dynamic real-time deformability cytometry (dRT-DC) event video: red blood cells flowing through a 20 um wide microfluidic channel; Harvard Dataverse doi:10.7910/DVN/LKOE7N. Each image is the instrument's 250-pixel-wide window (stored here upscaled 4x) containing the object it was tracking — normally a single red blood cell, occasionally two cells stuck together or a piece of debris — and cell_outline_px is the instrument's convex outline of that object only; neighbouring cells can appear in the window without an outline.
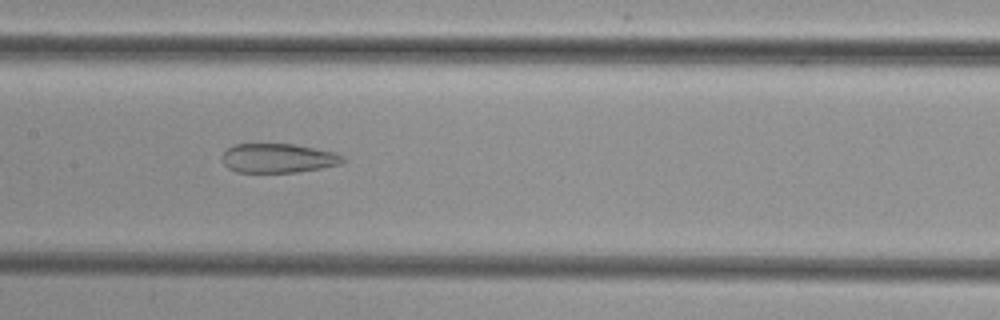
{"species": "common noctule bat (a hibernating species)", "species_latin": "Nyctalus noctula", "temperature_condition": "cold", "stored_images_in_passage": 37, "camera_frame_rate_fps": 3000, "um_per_image_px": 0.085, "animal": {"sex": "female", "body_mass_g": 29.2, "forearm_length_mm": 56.3}, "frame": {"image": 1, "passage_image": 11, "time_ms": 3.333, "image_size_px": [1000, 320], "cell_outline_px": [[348, 160], [344, 164], [296, 172], [236, 172], [228, 168], [224, 164], [220, 156], [228, 148], [236, 144], [292, 144], [336, 152], [344, 156]], "centroid_in_image_um": [23.68, 13.45], "position_along_channel_um": 183.7, "area_um2": 20.75}}
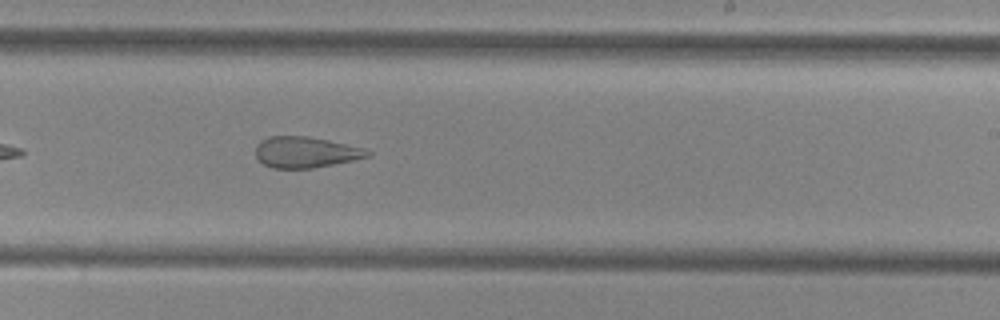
{"frame": {"image": 2, "passage_image": 17, "time_ms": 5.333, "image_size_px": [1000, 320], "cell_outline_px": [[372, 156], [312, 168], [272, 168], [264, 164], [256, 156], [256, 144], [260, 140], [268, 136], [308, 136], [328, 140], [364, 148], [372, 152]], "centroid_in_image_um": [25.97, 12.93], "position_along_channel_um": 263.0, "area_um2": 20.17}}
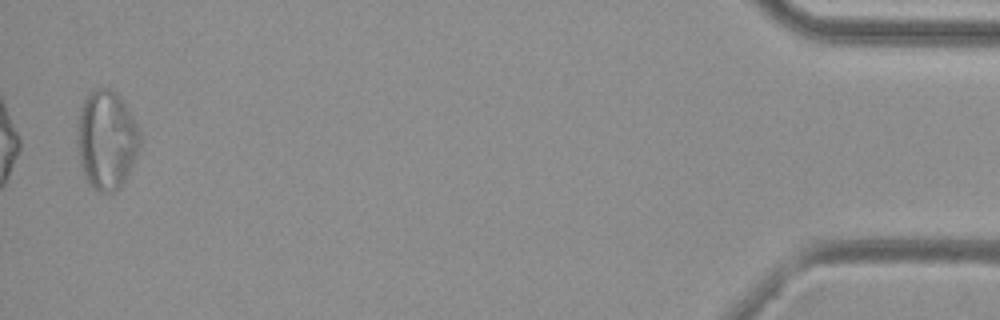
{"frame": {"image": 3, "passage_image": 36, "time_ms": 11.667, "image_size_px": [1000, 320], "cell_outline_px": [[140, 140], [132, 164], [124, 180], [112, 192], [100, 192], [88, 184], [84, 176], [76, 148], [76, 136], [80, 108], [88, 92], [92, 88], [112, 88], [120, 96], [136, 128]], "centroid_in_image_um": [8.97, 11.86], "position_along_channel_um": 426.2, "area_um2": 35.6}}